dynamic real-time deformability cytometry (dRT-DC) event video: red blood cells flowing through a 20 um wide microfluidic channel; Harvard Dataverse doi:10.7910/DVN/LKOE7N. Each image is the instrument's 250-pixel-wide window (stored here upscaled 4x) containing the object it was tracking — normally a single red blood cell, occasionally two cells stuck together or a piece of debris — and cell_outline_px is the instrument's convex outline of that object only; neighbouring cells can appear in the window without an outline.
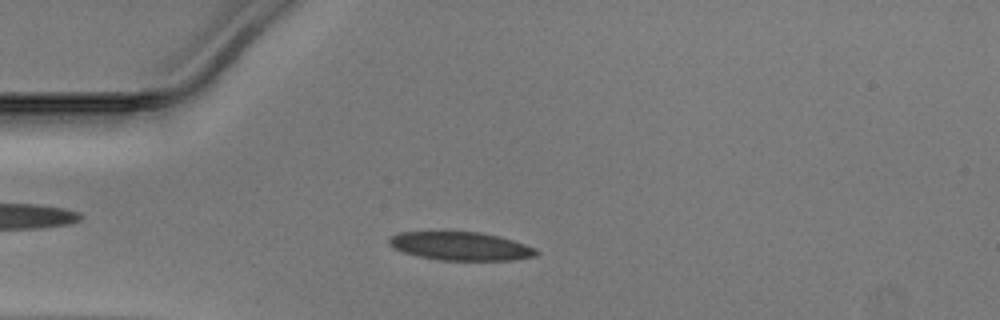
{"species": "Egyptian fruit bat (a non-hibernating species)", "species_latin": "Rousettus aegyptiacus", "temperature_condition": "warm", "stored_images_in_passage": 43, "camera_frame_rate_fps": 3000, "um_per_image_px": 0.085, "animal": {"sex": "male"}, "frame": {"image": 1, "passage_image": 11, "time_ms": 3.333, "image_size_px": [1000, 320], "cell_outline_px": [[540, 252], [536, 256], [512, 260], [440, 260], [420, 256], [404, 252], [388, 244], [388, 240], [392, 236], [400, 232], [440, 228], [480, 232], [500, 236], [536, 248]], "centroid_in_image_um": [39.12, 20.86], "position_along_channel_um": 45.9, "area_um2": 25.32}}
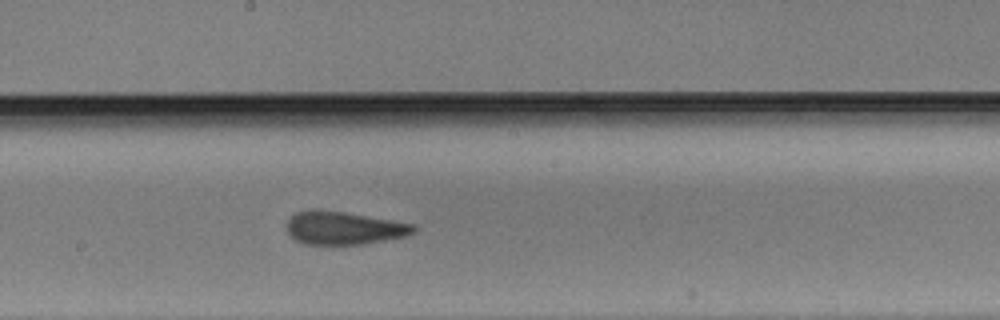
{"frame": {"image": 2, "passage_image": 25, "time_ms": 8.0, "image_size_px": [1000, 320], "cell_outline_px": [[416, 232], [408, 236], [364, 244], [304, 244], [296, 240], [288, 232], [288, 220], [296, 212], [316, 208], [344, 212], [416, 224]], "centroid_in_image_um": [29.27, 19.37], "position_along_channel_um": 218.9, "area_um2": 24.51}}
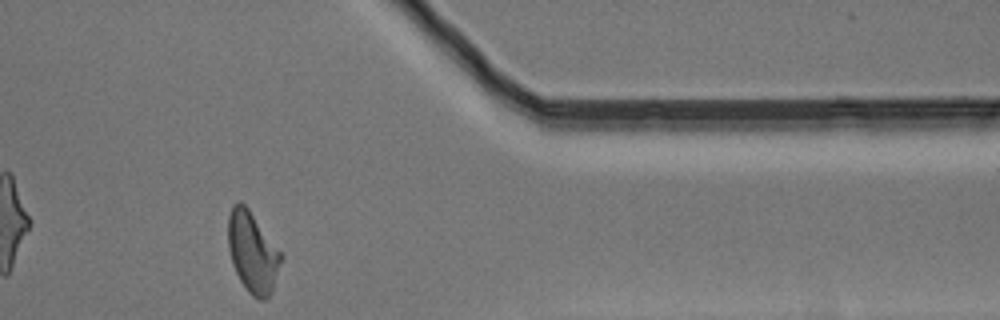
{"frame": {"image": 3, "passage_image": 39, "time_ms": 12.667, "image_size_px": [1000, 320], "cell_outline_px": [[284, 256], [272, 292], [268, 300], [260, 300], [252, 296], [248, 292], [240, 280], [236, 272], [228, 248], [228, 216], [232, 204], [240, 200], [248, 208]], "centroid_in_image_um": [21.48, 21.46], "position_along_channel_um": 389.9, "area_um2": 25.03}}